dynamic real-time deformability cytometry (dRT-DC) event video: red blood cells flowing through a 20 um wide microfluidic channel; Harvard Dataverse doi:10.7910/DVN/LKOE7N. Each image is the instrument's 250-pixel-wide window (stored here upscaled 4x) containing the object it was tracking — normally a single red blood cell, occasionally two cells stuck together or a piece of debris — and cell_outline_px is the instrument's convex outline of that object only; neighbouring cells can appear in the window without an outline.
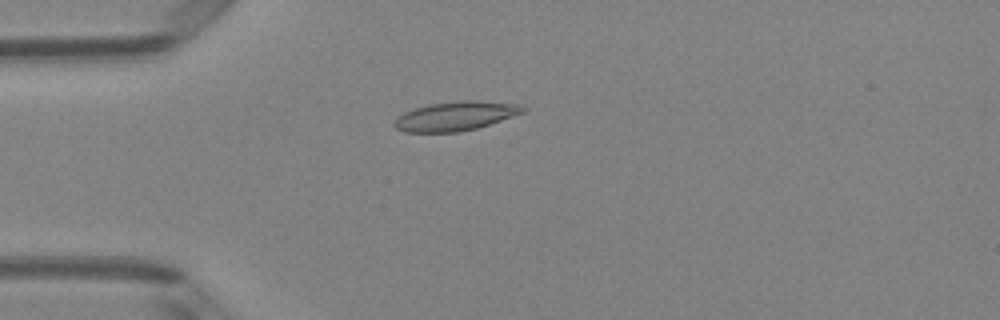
{"species": "Egyptian fruit bat (a non-hibernating species)", "species_latin": "Rousettus aegyptiacus", "temperature_condition": "room temperature", "stored_images_in_passage": 4, "camera_frame_rate_fps": 3000, "um_per_image_px": 0.085, "animal": {"sex": "female"}, "frame": {"image": 1, "passage_image": 4, "time_ms": 1.0, "image_size_px": [1000, 320], "cell_outline_px": [[528, 108], [524, 112], [476, 128], [456, 132], [404, 132], [396, 128], [392, 124], [396, 116], [404, 112], [428, 104], [464, 100], [476, 100], [520, 104]], "centroid_in_image_um": [38.69, 9.86], "position_along_channel_um": 46.3, "area_um2": 21.79}}